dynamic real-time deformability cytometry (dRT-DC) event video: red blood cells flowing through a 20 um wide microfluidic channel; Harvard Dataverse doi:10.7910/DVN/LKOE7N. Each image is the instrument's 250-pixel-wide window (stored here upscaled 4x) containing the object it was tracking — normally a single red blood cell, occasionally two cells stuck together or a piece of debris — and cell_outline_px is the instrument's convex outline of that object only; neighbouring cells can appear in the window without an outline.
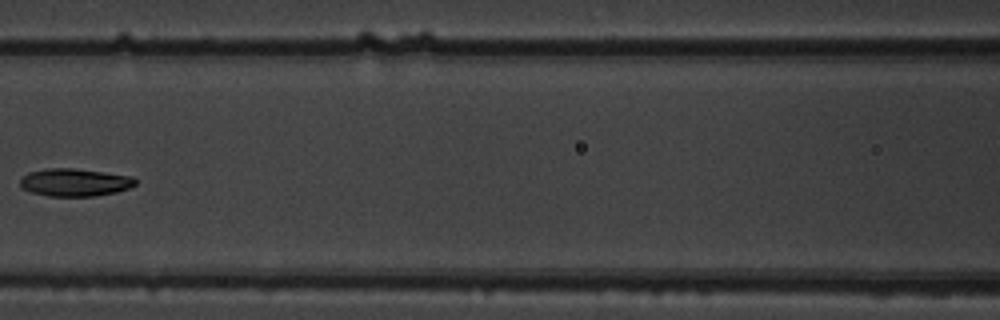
{"species": "common noctule bat (a hibernating species)", "species_latin": "Nyctalus noctula", "temperature_condition": "warm", "stored_images_in_passage": 6, "camera_frame_rate_fps": 3000, "um_per_image_px": 0.085, "animal": {"sex": "male", "body_mass_g": 19.5, "forearm_length_mm": 54.6}, "frame": {"image": 1, "passage_image": 5, "time_ms": 1.333, "image_size_px": [1000, 320], "cell_outline_px": [[136, 184], [128, 188], [116, 192], [92, 196], [48, 196], [32, 192], [24, 188], [20, 184], [20, 180], [28, 172], [48, 168], [72, 168], [132, 176], [136, 180]], "centroid_in_image_um": [6.36, 15.5], "position_along_channel_um": 160.2, "area_um2": 18.38}}
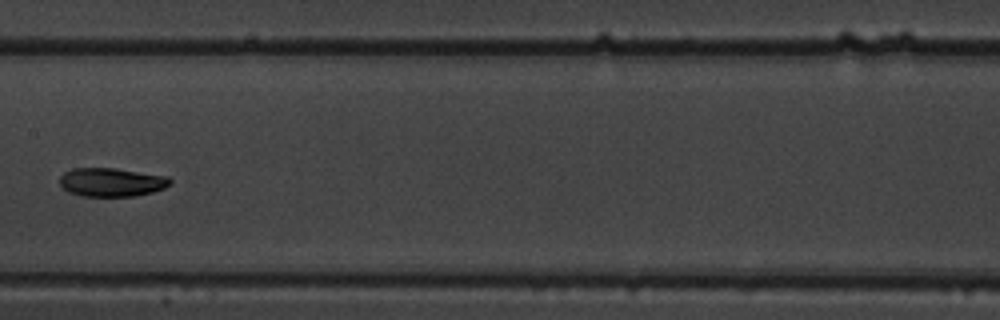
{"frame": {"image": 2, "passage_image": 6, "time_ms": 1.667, "image_size_px": [1000, 320], "cell_outline_px": [[172, 184], [164, 188], [152, 192], [132, 196], [80, 196], [68, 192], [60, 184], [60, 176], [64, 172], [72, 168], [116, 168], [168, 176], [172, 180]], "centroid_in_image_um": [9.49, 15.48], "position_along_channel_um": 197.9, "area_um2": 18.55}}